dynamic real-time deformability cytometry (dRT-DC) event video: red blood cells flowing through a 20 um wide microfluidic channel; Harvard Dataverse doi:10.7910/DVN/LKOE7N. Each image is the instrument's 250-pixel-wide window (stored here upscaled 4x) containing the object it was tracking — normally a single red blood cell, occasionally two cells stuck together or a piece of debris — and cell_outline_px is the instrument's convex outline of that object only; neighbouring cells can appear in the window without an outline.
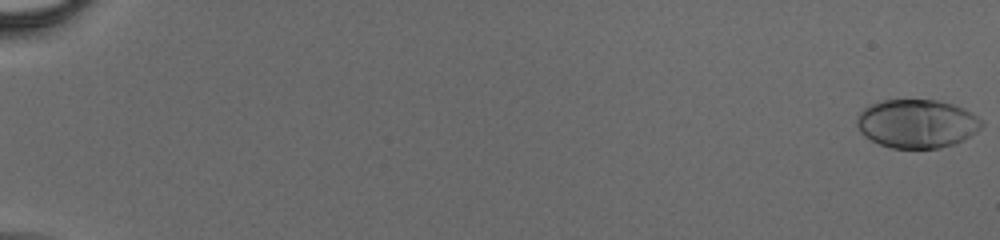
{"species": "human", "species_latin": "Homo sapiens", "temperature_condition": "cold", "stored_images_in_passage": 58, "camera_frame_rate_fps": 3000, "um_per_image_px": 0.085, "donor": {"sex": "male"}, "frame": {"image": 1, "passage_image": 1, "time_ms": 0.0, "image_size_px": [1000, 240], "cell_outline_px": [[984, 124], [976, 132], [964, 140], [956, 144], [940, 148], [892, 148], [880, 144], [864, 136], [860, 132], [856, 124], [856, 120], [860, 112], [864, 108], [872, 104], [884, 100], [936, 100], [952, 104], [964, 108], [972, 112], [984, 120]], "centroid_in_image_um": [77.97, 10.51], "position_along_channel_um": 7.0, "area_um2": 35.55}}
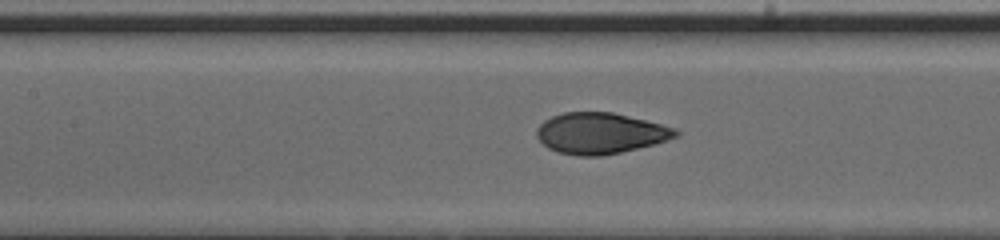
{"frame": {"image": 2, "passage_image": 30, "time_ms": 9.667, "image_size_px": [1000, 240], "cell_outline_px": [[680, 136], [652, 144], [620, 152], [600, 156], [580, 156], [556, 152], [548, 148], [536, 136], [536, 128], [544, 120], [552, 116], [564, 112], [612, 112], [676, 128], [680, 132]], "centroid_in_image_um": [51.0, 11.32], "position_along_channel_um": 156.4, "area_um2": 33.06}}
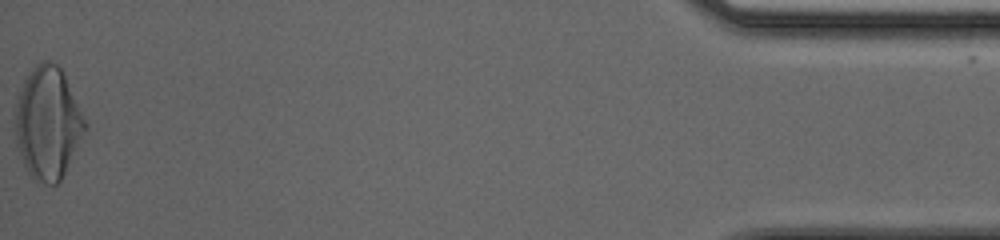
{"frame": {"image": 3, "passage_image": 58, "time_ms": 19.0, "image_size_px": [1000, 240], "cell_outline_px": [[88, 124], [60, 180], [56, 184], [44, 184], [36, 180], [28, 172], [24, 164], [16, 140], [12, 116], [24, 76], [36, 64], [44, 60], [48, 60], [56, 64], [60, 68]], "centroid_in_image_um": [4.01, 10.42], "position_along_channel_um": 431.2, "area_um2": 45.37}}